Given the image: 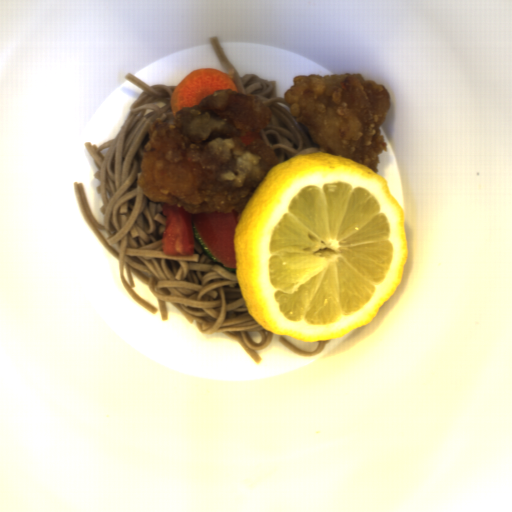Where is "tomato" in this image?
<instances>
[{"instance_id": "obj_3", "label": "tomato", "mask_w": 512, "mask_h": 512, "mask_svg": "<svg viewBox=\"0 0 512 512\" xmlns=\"http://www.w3.org/2000/svg\"><path fill=\"white\" fill-rule=\"evenodd\" d=\"M255 139H260V132H248L245 136L240 138V142L248 146L252 144Z\"/></svg>"}, {"instance_id": "obj_1", "label": "tomato", "mask_w": 512, "mask_h": 512, "mask_svg": "<svg viewBox=\"0 0 512 512\" xmlns=\"http://www.w3.org/2000/svg\"><path fill=\"white\" fill-rule=\"evenodd\" d=\"M241 213L214 211L196 214L195 225L202 243L228 268L236 269L234 235Z\"/></svg>"}, {"instance_id": "obj_2", "label": "tomato", "mask_w": 512, "mask_h": 512, "mask_svg": "<svg viewBox=\"0 0 512 512\" xmlns=\"http://www.w3.org/2000/svg\"><path fill=\"white\" fill-rule=\"evenodd\" d=\"M161 214L166 217L160 238L162 253L169 256L193 253L192 213L186 211L183 206L161 202Z\"/></svg>"}]
</instances>
